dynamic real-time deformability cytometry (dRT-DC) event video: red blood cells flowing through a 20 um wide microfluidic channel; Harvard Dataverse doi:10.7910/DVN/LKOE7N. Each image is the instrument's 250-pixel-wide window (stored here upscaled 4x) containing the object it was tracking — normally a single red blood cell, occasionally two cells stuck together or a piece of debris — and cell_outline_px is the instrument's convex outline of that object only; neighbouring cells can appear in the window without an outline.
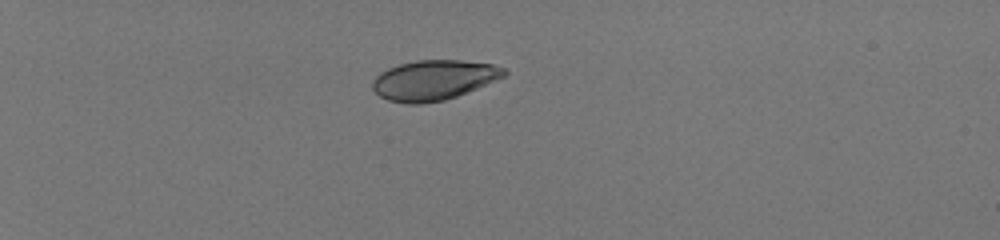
{"species": "human", "species_latin": "Homo sapiens", "temperature_condition": "room temperature", "stored_images_in_passage": 39, "camera_frame_rate_fps": 3000, "um_per_image_px": 0.085, "donor": {"sex": "male"}, "frame": {"image": 1, "passage_image": 1, "time_ms": 0.0, "image_size_px": [1000, 240], "cell_outline_px": [[508, 72], [504, 76], [476, 88], [456, 96], [444, 100], [420, 104], [408, 104], [388, 100], [380, 96], [372, 88], [372, 80], [380, 72], [388, 68], [400, 64], [416, 60], [460, 60], [492, 64], [504, 68]], "centroid_in_image_um": [36.83, 6.8], "position_along_channel_um": 48.2, "area_um2": 30.46}}
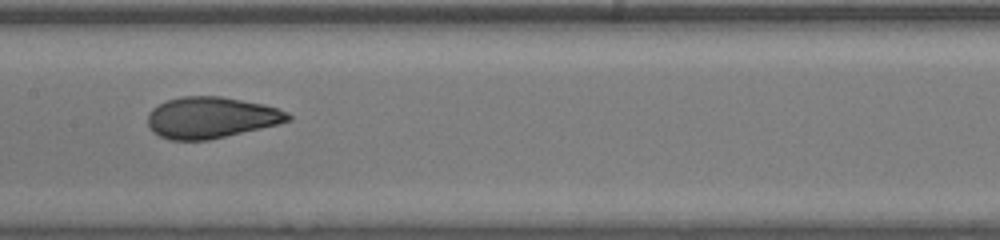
{"frame": {"image": 2, "passage_image": 17, "time_ms": 5.333, "image_size_px": [1000, 240], "cell_outline_px": [[292, 120], [260, 128], [208, 140], [168, 140], [152, 132], [148, 124], [148, 112], [152, 108], [168, 100], [180, 96], [220, 96], [264, 104], [288, 112], [292, 116]], "centroid_in_image_um": [17.92, 9.99], "position_along_channel_um": 189.5, "area_um2": 33.64}}
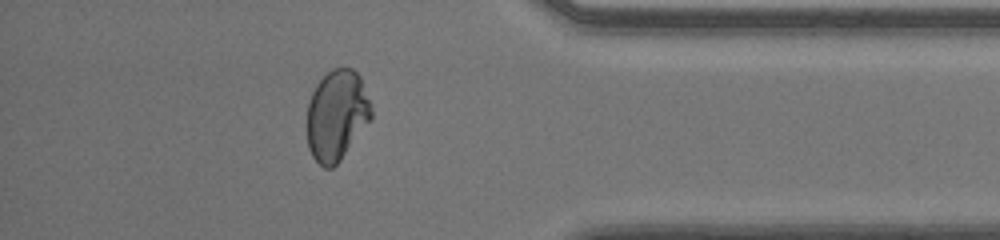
{"frame": {"image": 3, "passage_image": 34, "time_ms": 11.0, "image_size_px": [1000, 240], "cell_outline_px": [[372, 120], [340, 160], [332, 168], [324, 168], [312, 156], [308, 148], [308, 104], [312, 92], [316, 84], [332, 68], [352, 68], [360, 76], [372, 104]], "centroid_in_image_um": [28.65, 9.79], "position_along_channel_um": 406.5, "area_um2": 34.04}, "authors_computed_cell_mechanics": {"area_um2": 33.8708, "velocity_mm_per_s": 4.0502, "shape_relaxation_time_tau1_ms": 7.7003, "shape_relaxation_time_tau2_ms": null, "deformation_change_tau1": 0.2585, "deformation_change_tau2": null}}